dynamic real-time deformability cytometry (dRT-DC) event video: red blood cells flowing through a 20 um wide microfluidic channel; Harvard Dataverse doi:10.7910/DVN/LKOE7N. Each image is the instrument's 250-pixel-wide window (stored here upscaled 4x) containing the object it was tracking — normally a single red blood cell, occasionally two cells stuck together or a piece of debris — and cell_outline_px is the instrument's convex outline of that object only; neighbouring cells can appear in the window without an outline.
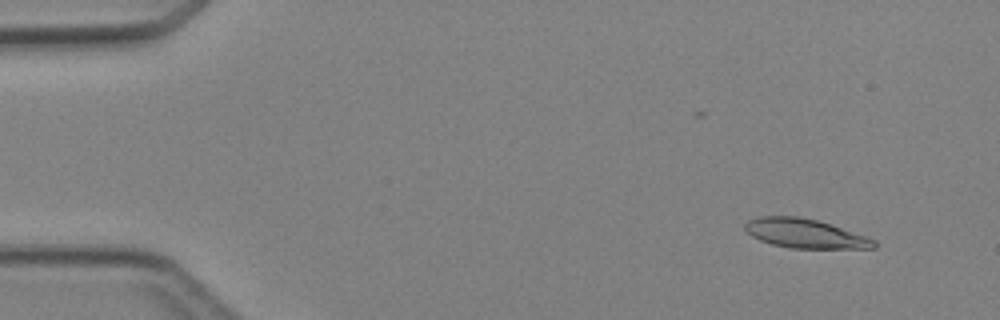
{"species": "Egyptian fruit bat (a non-hibernating species)", "species_latin": "Rousettus aegyptiacus", "temperature_condition": "cold", "stored_images_in_passage": 6, "camera_frame_rate_fps": 3000, "um_per_image_px": 0.085, "animal": {"sex": "female"}, "frame": {"image": 1, "passage_image": 2, "time_ms": 1.0, "image_size_px": [1000, 320], "cell_outline_px": [[876, 248], [788, 248], [772, 244], [760, 240], [752, 236], [744, 228], [744, 224], [748, 220], [756, 216], [796, 216], [816, 220], [876, 240]], "centroid_in_image_um": [68.36, 19.85], "position_along_channel_um": 16.6, "area_um2": 21.62}}
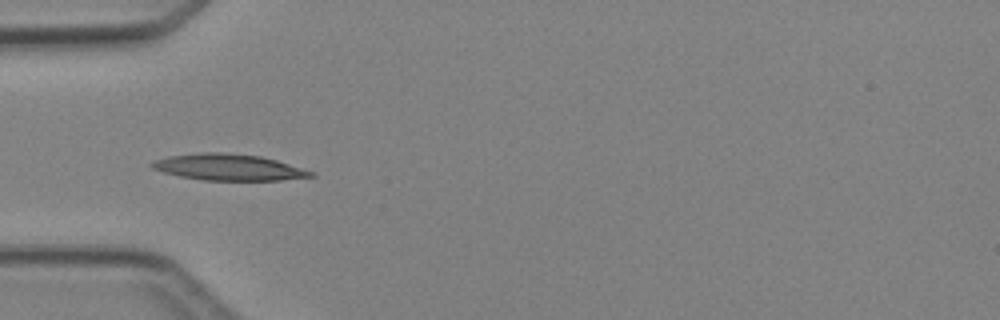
{"frame": {"image": 2, "passage_image": 5, "time_ms": 4.667, "image_size_px": [1000, 320], "cell_outline_px": [[316, 176], [280, 180], [204, 180], [180, 176], [164, 172], [152, 168], [148, 164], [156, 160], [168, 156], [200, 152], [220, 152], [260, 156], [276, 160], [312, 172]], "centroid_in_image_um": [19.38, 14.21], "position_along_channel_um": 65.6, "area_um2": 24.04}}
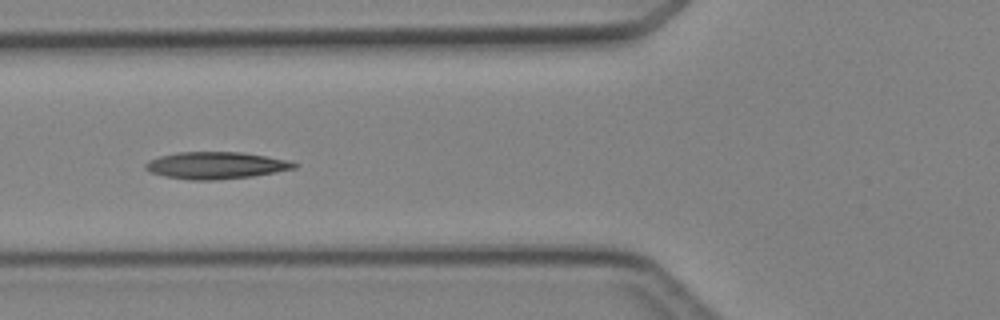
{"frame": {"image": 3, "passage_image": 6, "time_ms": 5.667, "image_size_px": [1000, 320], "cell_outline_px": [[300, 164], [296, 168], [276, 172], [252, 176], [216, 180], [192, 180], [164, 176], [152, 172], [144, 168], [144, 164], [148, 160], [160, 156], [176, 152], [244, 152], [288, 160]], "centroid_in_image_um": [18.36, 14.05], "position_along_channel_um": 107.4, "area_um2": 23.47}}